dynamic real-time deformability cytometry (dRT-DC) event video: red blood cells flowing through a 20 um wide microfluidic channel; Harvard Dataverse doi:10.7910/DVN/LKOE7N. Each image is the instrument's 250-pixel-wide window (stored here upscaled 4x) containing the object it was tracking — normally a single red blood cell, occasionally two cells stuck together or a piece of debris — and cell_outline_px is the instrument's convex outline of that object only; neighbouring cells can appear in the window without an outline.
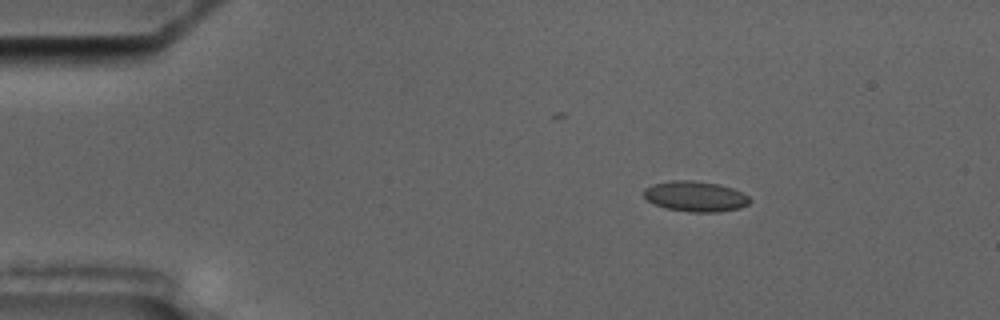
{"species": "common noctule bat (a hibernating species)", "species_latin": "Nyctalus noctula", "temperature_condition": "cold", "stored_images_in_passage": 5, "camera_frame_rate_fps": 3000, "um_per_image_px": 0.085, "animal": {"sex": "male", "body_mass_g": 17.5, "forearm_length_mm": 52.3}, "frame": {"image": 1, "passage_image": 2, "time_ms": 1.0, "image_size_px": [1000, 320], "cell_outline_px": [[752, 200], [748, 204], [740, 208], [716, 212], [688, 212], [664, 208], [648, 200], [644, 196], [644, 188], [652, 184], [672, 180], [692, 180], [720, 184], [732, 188], [748, 196]], "centroid_in_image_um": [59.1, 16.69], "position_along_channel_um": 25.9, "area_um2": 18.84}}
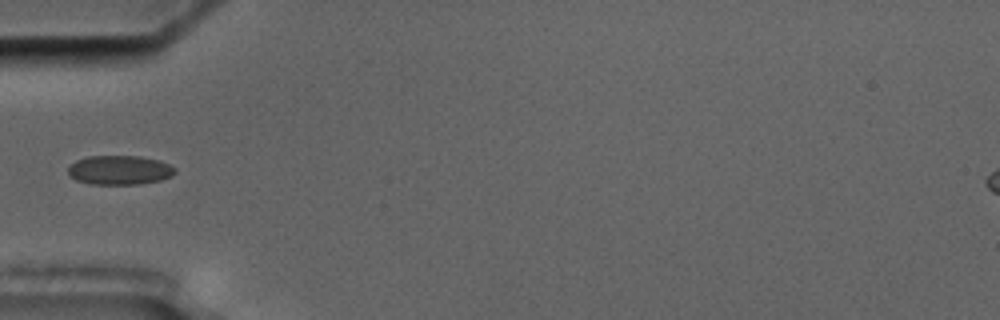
{"frame": {"image": 2, "passage_image": 5, "time_ms": 4.333, "image_size_px": [1000, 320], "cell_outline_px": [[176, 172], [172, 176], [160, 180], [136, 184], [92, 184], [76, 180], [68, 172], [68, 168], [76, 160], [88, 156], [140, 156], [160, 160], [176, 168]], "centroid_in_image_um": [10.19, 14.45], "position_along_channel_um": 74.8, "area_um2": 18.15}}